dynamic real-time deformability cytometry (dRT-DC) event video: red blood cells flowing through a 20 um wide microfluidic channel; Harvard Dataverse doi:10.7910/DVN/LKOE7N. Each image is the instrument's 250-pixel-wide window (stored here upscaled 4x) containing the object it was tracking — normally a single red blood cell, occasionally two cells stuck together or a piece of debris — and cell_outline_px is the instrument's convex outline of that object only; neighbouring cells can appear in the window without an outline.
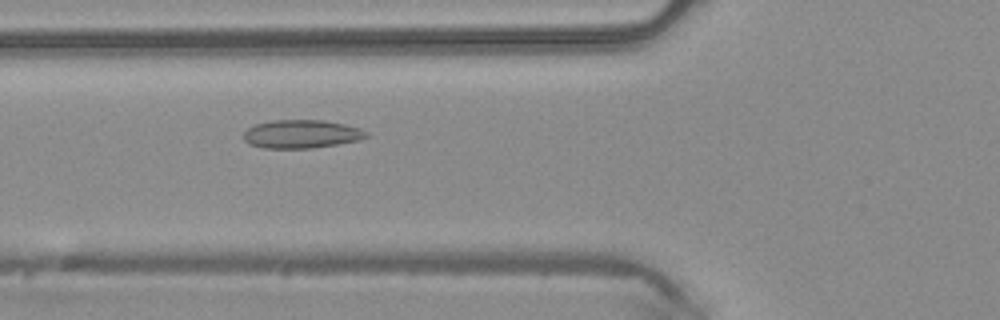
{"species": "common noctule bat (a hibernating species)", "species_latin": "Nyctalus noctula", "temperature_condition": "warm", "stored_images_in_passage": 43, "camera_frame_rate_fps": 3000, "um_per_image_px": 0.085, "animal": {"sex": "male", "body_mass_g": 20.4}, "frame": {"image": 1, "passage_image": 13, "time_ms": 4.0, "image_size_px": [1000, 320], "cell_outline_px": [[368, 136], [356, 140], [336, 144], [308, 148], [268, 148], [252, 144], [244, 140], [244, 132], [248, 128], [256, 124], [276, 120], [320, 120], [340, 124], [356, 128], [364, 132]], "centroid_in_image_um": [25.55, 11.39], "position_along_channel_um": 100.3, "area_um2": 19.48}}
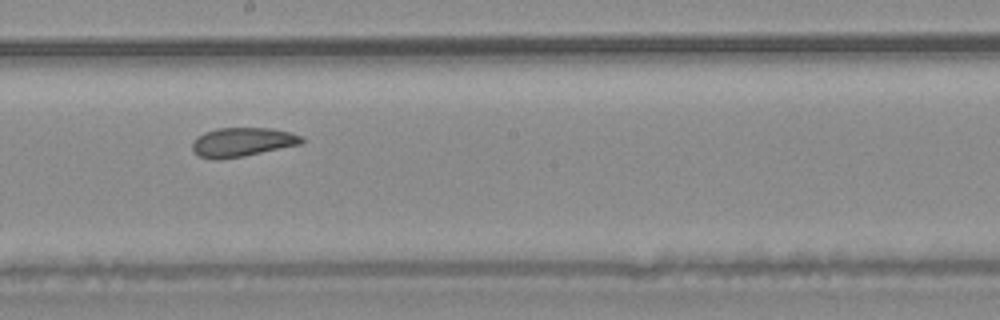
{"frame": {"image": 2, "passage_image": 22, "time_ms": 7.0, "image_size_px": [1000, 320], "cell_outline_px": [[304, 140], [300, 144], [240, 156], [200, 156], [192, 148], [192, 144], [200, 136], [208, 132], [220, 128], [268, 128], [288, 132], [300, 136]], "centroid_in_image_um": [20.66, 12.03], "position_along_channel_um": 227.5, "area_um2": 17.11}}
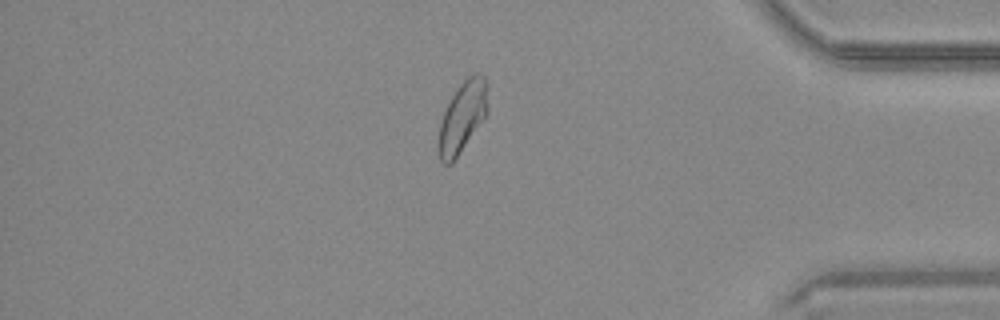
{"frame": {"image": 3, "passage_image": 36, "time_ms": 11.667, "image_size_px": [1000, 320], "cell_outline_px": [[488, 112], [452, 164], [444, 164], [440, 160], [440, 124], [444, 112], [452, 96], [460, 84], [468, 76], [480, 72], [484, 76], [488, 108]], "centroid_in_image_um": [39.32, 9.93], "position_along_channel_um": 395.9, "area_um2": 19.59}, "authors_computed_cell_mechanics": {"area_um2": 19.4786, "velocity_mm_per_s": 4.2259, "shape_relaxation_time_tau1_ms": null, "shape_relaxation_time_tau2_ms": 1.5921, "deformation_change_tau1": null, "deformation_change_tau2": 0.0639}}